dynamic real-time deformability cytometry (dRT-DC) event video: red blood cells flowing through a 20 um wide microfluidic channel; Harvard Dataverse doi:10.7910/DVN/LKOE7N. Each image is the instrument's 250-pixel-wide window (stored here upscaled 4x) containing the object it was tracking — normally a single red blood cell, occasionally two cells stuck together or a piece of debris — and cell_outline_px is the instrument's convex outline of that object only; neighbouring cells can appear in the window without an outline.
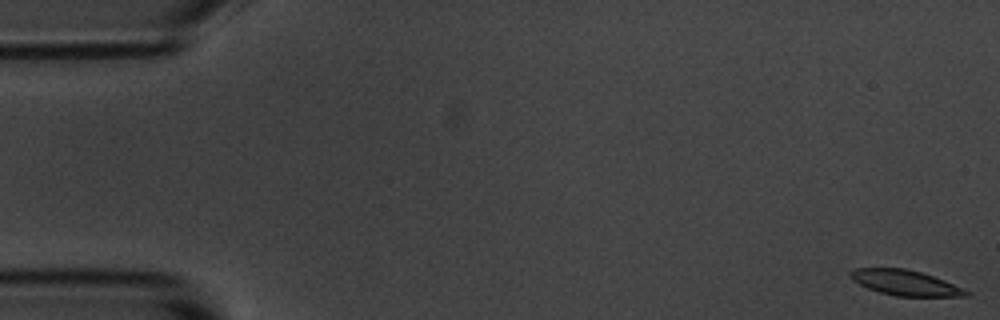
{"species": "common noctule bat (a hibernating species)", "species_latin": "Nyctalus noctula", "temperature_condition": "room temperature", "stored_images_in_passage": 4, "camera_frame_rate_fps": 3000, "um_per_image_px": 0.085, "animal": {"sex": "male", "body_mass_g": 20.1, "forearm_length_mm": 53.5}, "frame": {"image": 1, "passage_image": 4, "time_ms": 4.333, "image_size_px": [1000, 320], "cell_outline_px": [[972, 292], [968, 296], [896, 296], [880, 292], [868, 288], [852, 280], [848, 276], [856, 268], [904, 268], [920, 272], [944, 280]], "centroid_in_image_um": [76.96, 24.04], "position_along_channel_um": 8.0, "area_um2": 16.88}}